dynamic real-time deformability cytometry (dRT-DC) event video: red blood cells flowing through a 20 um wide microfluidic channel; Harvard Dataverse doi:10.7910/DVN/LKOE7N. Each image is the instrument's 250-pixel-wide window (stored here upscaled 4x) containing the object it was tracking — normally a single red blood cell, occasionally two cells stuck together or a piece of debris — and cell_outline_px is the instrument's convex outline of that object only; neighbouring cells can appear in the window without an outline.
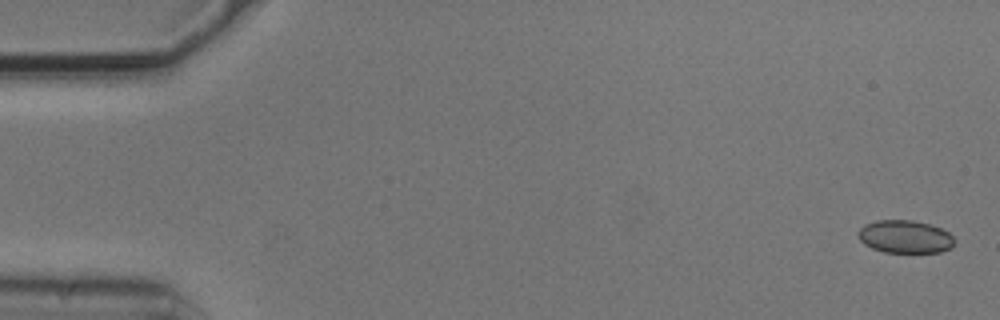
{"species": "common noctule bat (a hibernating species)", "species_latin": "Nyctalus noctula", "temperature_condition": "cold", "stored_images_in_passage": 54, "camera_frame_rate_fps": 3000, "um_per_image_px": 0.085, "animal": {"sex": "male", "body_mass_g": 20.5, "forearm_length_mm": 52.5}, "frame": {"image": 1, "passage_image": 1, "time_ms": 0.0, "image_size_px": [1000, 320], "cell_outline_px": [[956, 240], [952, 248], [940, 252], [884, 252], [872, 248], [864, 244], [856, 236], [856, 232], [864, 224], [876, 220], [912, 220], [932, 224], [948, 232]], "centroid_in_image_um": [76.92, 20.11], "position_along_channel_um": 8.1, "area_um2": 18.73}}
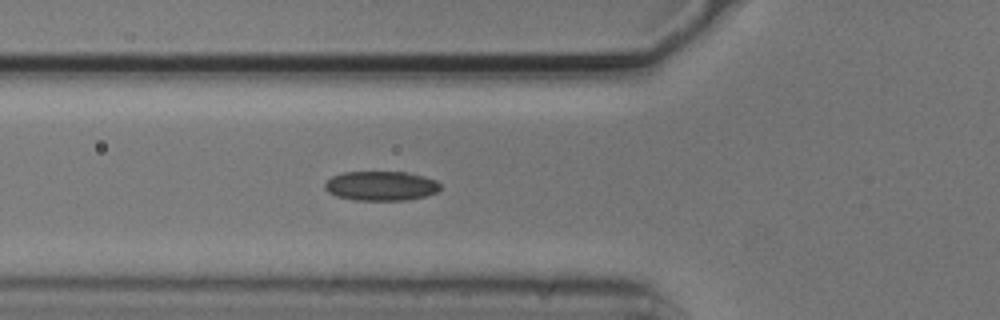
{"frame": {"image": 2, "passage_image": 19, "time_ms": 6.0, "image_size_px": [1000, 320], "cell_outline_px": [[440, 188], [436, 192], [424, 196], [404, 200], [356, 200], [336, 196], [328, 192], [324, 188], [324, 184], [332, 176], [344, 172], [404, 172], [424, 176], [436, 180], [440, 184]], "centroid_in_image_um": [32.36, 15.8], "position_along_channel_um": 93.4, "area_um2": 19.71}}
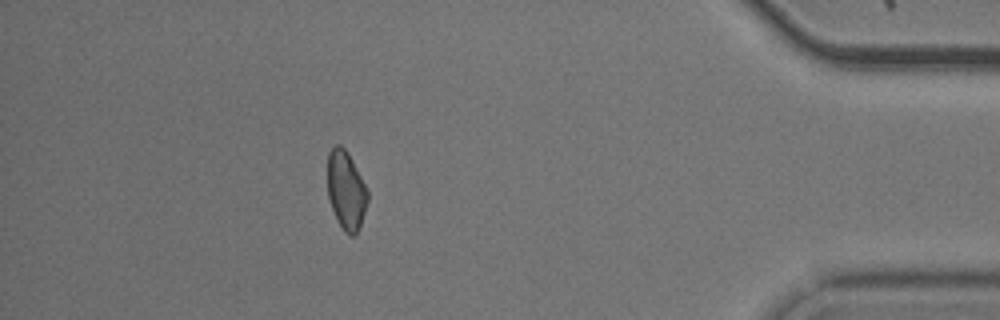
{"frame": {"image": 3, "passage_image": 48, "time_ms": 15.667, "image_size_px": [1000, 320], "cell_outline_px": [[368, 200], [360, 224], [356, 232], [352, 236], [348, 236], [344, 232], [336, 220], [328, 196], [328, 152], [336, 144], [340, 144], [348, 152], [368, 192]], "centroid_in_image_um": [29.4, 16.18], "position_along_channel_um": 405.8, "area_um2": 18.15}, "authors_computed_cell_mechanics": {"area_um2": 19.4208, "velocity_mm_per_s": 3.7129, "shape_relaxation_time_tau1_ms": 6.2423, "shape_relaxation_time_tau2_ms": 5.8724, "deformation_change_tau1": 0.0916, "deformation_change_tau2": 0.1207}}